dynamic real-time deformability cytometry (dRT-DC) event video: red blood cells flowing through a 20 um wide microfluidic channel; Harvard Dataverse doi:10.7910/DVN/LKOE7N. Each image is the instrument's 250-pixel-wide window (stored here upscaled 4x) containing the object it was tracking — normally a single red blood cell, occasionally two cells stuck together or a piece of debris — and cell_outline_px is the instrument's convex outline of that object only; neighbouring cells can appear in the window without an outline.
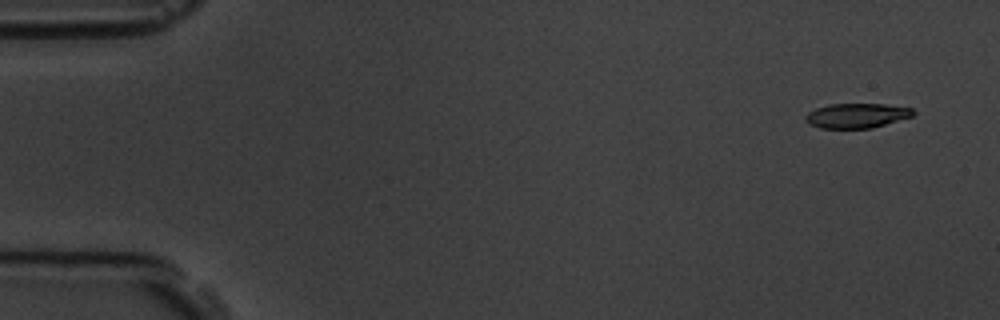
{"species": "common noctule bat (a hibernating species)", "species_latin": "Nyctalus noctula", "temperature_condition": "room temperature", "stored_images_in_passage": 6, "camera_frame_rate_fps": 3000, "um_per_image_px": 0.085, "animal": {"sex": "male", "body_mass_g": 19.5, "forearm_length_mm": 54.6}, "frame": {"image": 1, "passage_image": 1, "time_ms": 0.0, "image_size_px": [1000, 320], "cell_outline_px": [[916, 112], [912, 116], [872, 128], [820, 128], [808, 124], [804, 120], [804, 116], [808, 112], [816, 108], [828, 104], [884, 104], [912, 108]], "centroid_in_image_um": [72.78, 9.82], "position_along_channel_um": 12.2, "area_um2": 15.55}}
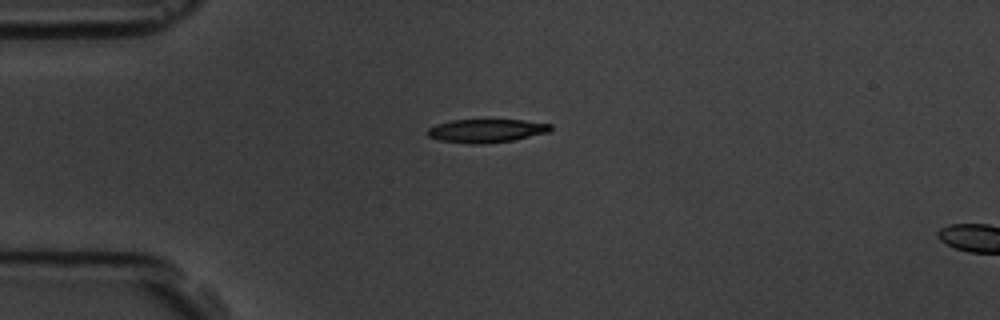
{"frame": {"image": 2, "passage_image": 4, "time_ms": 3.667, "image_size_px": [1000, 320], "cell_outline_px": [[552, 128], [548, 132], [512, 140], [480, 144], [468, 144], [440, 140], [428, 136], [424, 132], [428, 128], [436, 124], [452, 120], [484, 116], [524, 120], [552, 124]], "centroid_in_image_um": [41.3, 11.05], "position_along_channel_um": 43.7, "area_um2": 17.8}}
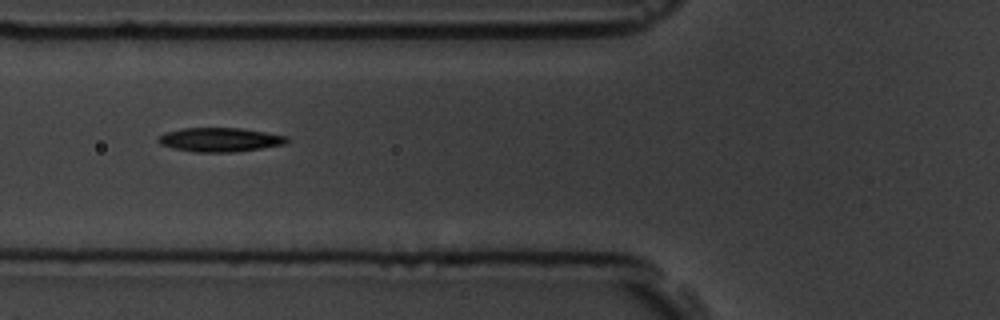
{"frame": {"image": 3, "passage_image": 6, "time_ms": 6.0, "image_size_px": [1000, 320], "cell_outline_px": [[288, 140], [284, 144], [236, 152], [196, 152], [176, 148], [160, 144], [156, 140], [164, 132], [184, 128], [240, 128], [288, 136]], "centroid_in_image_um": [18.68, 11.87], "position_along_channel_um": 107.1, "area_um2": 17.8}}